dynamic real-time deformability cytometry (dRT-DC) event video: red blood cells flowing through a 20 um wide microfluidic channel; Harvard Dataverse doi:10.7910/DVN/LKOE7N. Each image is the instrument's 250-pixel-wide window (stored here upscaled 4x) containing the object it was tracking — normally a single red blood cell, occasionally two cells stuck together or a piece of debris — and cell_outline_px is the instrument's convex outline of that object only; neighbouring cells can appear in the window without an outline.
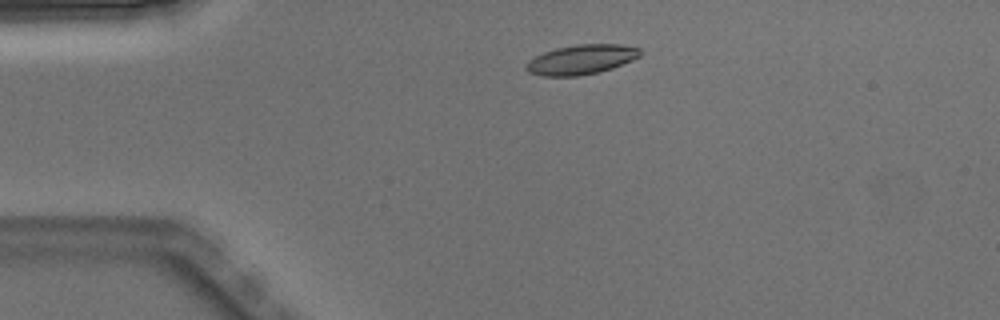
{"species": "Egyptian fruit bat (a non-hibernating species)", "species_latin": "Rousettus aegyptiacus", "temperature_condition": "warm", "stored_images_in_passage": 3, "camera_frame_rate_fps": 3000, "um_per_image_px": 0.085, "animal": {"sex": "male"}, "frame": {"image": 1, "passage_image": 2, "time_ms": 0.333, "image_size_px": [1000, 320], "cell_outline_px": [[640, 56], [632, 60], [612, 68], [600, 72], [576, 76], [540, 76], [528, 72], [524, 68], [528, 60], [544, 52], [556, 48], [576, 44], [624, 44], [640, 48]], "centroid_in_image_um": [49.39, 5.06], "position_along_channel_um": 35.6, "area_um2": 19.83}}